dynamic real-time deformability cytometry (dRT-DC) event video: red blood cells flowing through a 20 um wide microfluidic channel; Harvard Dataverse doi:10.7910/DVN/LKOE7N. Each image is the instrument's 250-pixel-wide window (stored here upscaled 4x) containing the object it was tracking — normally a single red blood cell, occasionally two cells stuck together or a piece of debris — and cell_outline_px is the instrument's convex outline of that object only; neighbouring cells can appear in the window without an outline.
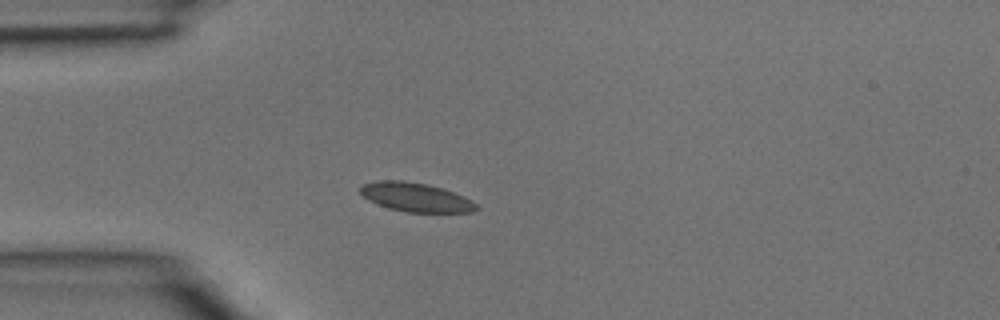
{"species": "common noctule bat (a hibernating species)", "species_latin": "Nyctalus noctula", "temperature_condition": "room temperature", "stored_images_in_passage": 3, "camera_frame_rate_fps": 3000, "um_per_image_px": 0.085, "animal": {"sex": "male", "body_mass_g": 15.6}, "frame": {"image": 1, "passage_image": 3, "time_ms": 0.667, "image_size_px": [1000, 320], "cell_outline_px": [[480, 208], [472, 212], [408, 212], [388, 208], [368, 200], [356, 188], [360, 184], [380, 180], [400, 180], [428, 184], [452, 192], [472, 200]], "centroid_in_image_um": [35.29, 16.76], "position_along_channel_um": 49.7, "area_um2": 19.59}}